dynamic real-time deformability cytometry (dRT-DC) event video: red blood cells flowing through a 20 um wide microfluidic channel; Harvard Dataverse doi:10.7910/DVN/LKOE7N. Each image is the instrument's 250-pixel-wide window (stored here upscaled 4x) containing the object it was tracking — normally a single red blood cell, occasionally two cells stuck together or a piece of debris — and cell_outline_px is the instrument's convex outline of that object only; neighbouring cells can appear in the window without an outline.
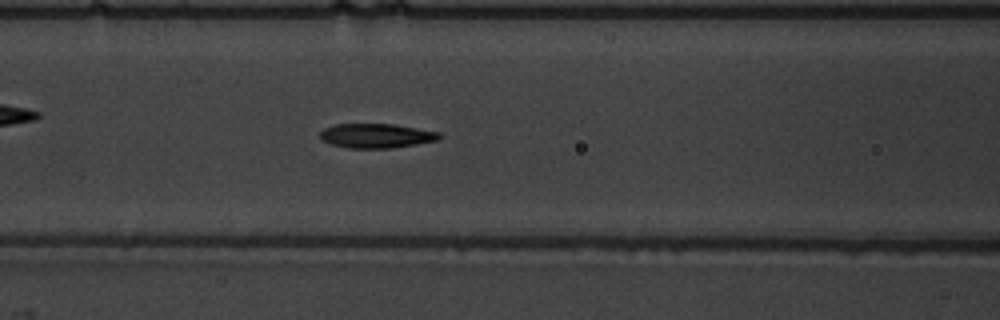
{"species": "common noctule bat (a hibernating species)", "species_latin": "Nyctalus noctula", "temperature_condition": "warm", "stored_images_in_passage": 38, "camera_frame_rate_fps": 3000, "um_per_image_px": 0.085, "animal": {"sex": "male", "body_mass_g": 19.5, "forearm_length_mm": 54.6}, "frame": {"image": 1, "passage_image": 7, "time_ms": 2.0, "image_size_px": [1000, 320], "cell_outline_px": [[440, 140], [392, 148], [348, 148], [332, 144], [320, 140], [320, 132], [324, 128], [336, 124], [392, 124], [440, 132]], "centroid_in_image_um": [31.98, 11.54], "position_along_channel_um": 134.6, "area_um2": 16.94}}
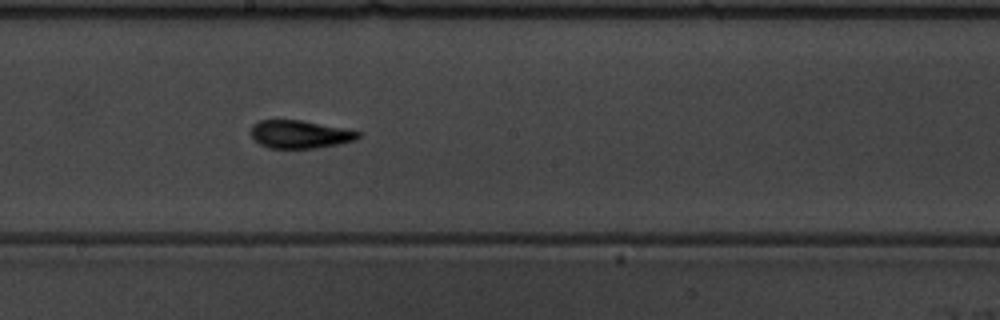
{"frame": {"image": 2, "passage_image": 14, "time_ms": 4.333, "image_size_px": [1000, 320], "cell_outline_px": [[360, 136], [356, 140], [316, 148], [268, 148], [260, 144], [252, 136], [252, 124], [260, 120], [300, 120], [360, 132]], "centroid_in_image_um": [25.46, 11.42], "position_along_channel_um": 222.7, "area_um2": 17.11}}
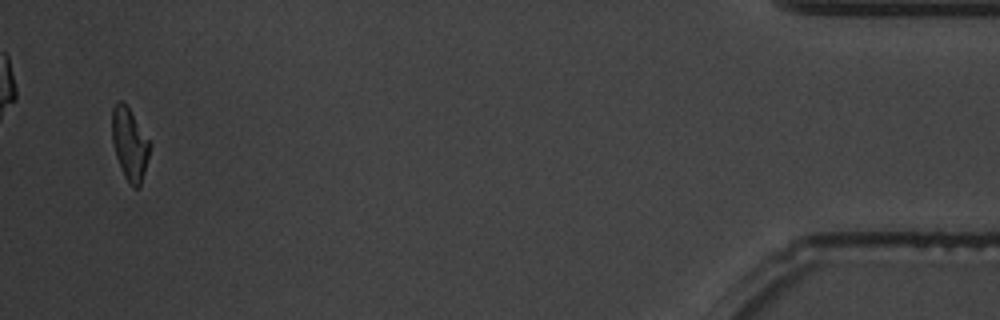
{"frame": {"image": 3, "passage_image": 36, "time_ms": 11.667, "image_size_px": [1000, 320], "cell_outline_px": [[152, 144], [140, 188], [132, 188], [128, 184], [124, 176], [116, 156], [112, 140], [112, 108], [116, 100], [120, 100], [128, 108]], "centroid_in_image_um": [11.02, 12.29], "position_along_channel_um": 424.2, "area_um2": 15.95}, "authors_computed_cell_mechanics": {"area_um2": 16.9643, "velocity_mm_per_s": 3.7818, "shape_relaxation_time_tau1_ms": 4.903, "shape_relaxation_time_tau2_ms": 2.1242, "deformation_change_tau1": 0.1899, "deformation_change_tau2": 0.1035}}